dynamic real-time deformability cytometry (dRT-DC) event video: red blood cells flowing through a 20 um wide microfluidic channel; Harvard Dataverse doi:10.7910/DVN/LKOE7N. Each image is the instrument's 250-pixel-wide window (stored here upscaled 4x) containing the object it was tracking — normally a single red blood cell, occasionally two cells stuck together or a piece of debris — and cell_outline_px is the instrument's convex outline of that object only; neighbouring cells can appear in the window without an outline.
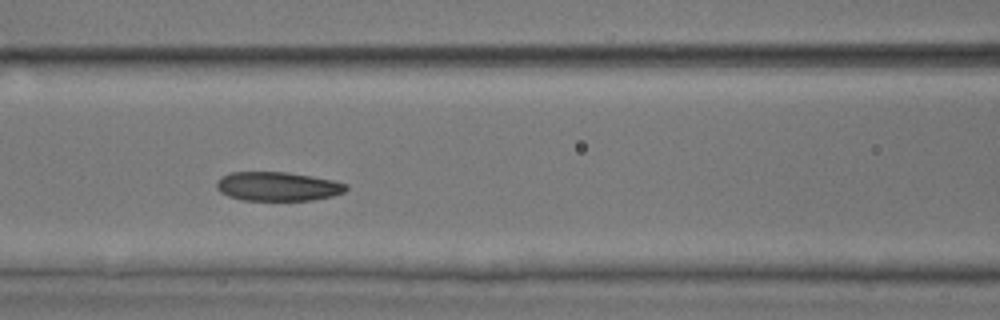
{"species": "common noctule bat (a hibernating species)", "species_latin": "Nyctalus noctula", "temperature_condition": "room temperature", "stored_images_in_passage": 36, "camera_frame_rate_fps": 3000, "um_per_image_px": 0.085, "animal": {"sex": "male", "body_mass_g": 17.9, "forearm_length_mm": 54.2}, "frame": {"image": 1, "passage_image": 11, "time_ms": 3.333, "image_size_px": [1000, 320], "cell_outline_px": [[348, 188], [344, 192], [332, 196], [312, 200], [240, 200], [228, 196], [220, 192], [216, 188], [216, 180], [220, 176], [228, 172], [288, 172], [332, 180], [348, 184]], "centroid_in_image_um": [23.56, 15.84], "position_along_channel_um": 143.0, "area_um2": 22.08}, "authors_computed_cell_mechanics": {"area_um2": 22.4264, "velocity_mm_per_s": 3.7907, "shape_relaxation_time_tau1_ms": 3.6575, "shape_relaxation_time_tau2_ms": 5.2933, "deformation_change_tau1": 0.1015, "deformation_change_tau2": 0.1254}}